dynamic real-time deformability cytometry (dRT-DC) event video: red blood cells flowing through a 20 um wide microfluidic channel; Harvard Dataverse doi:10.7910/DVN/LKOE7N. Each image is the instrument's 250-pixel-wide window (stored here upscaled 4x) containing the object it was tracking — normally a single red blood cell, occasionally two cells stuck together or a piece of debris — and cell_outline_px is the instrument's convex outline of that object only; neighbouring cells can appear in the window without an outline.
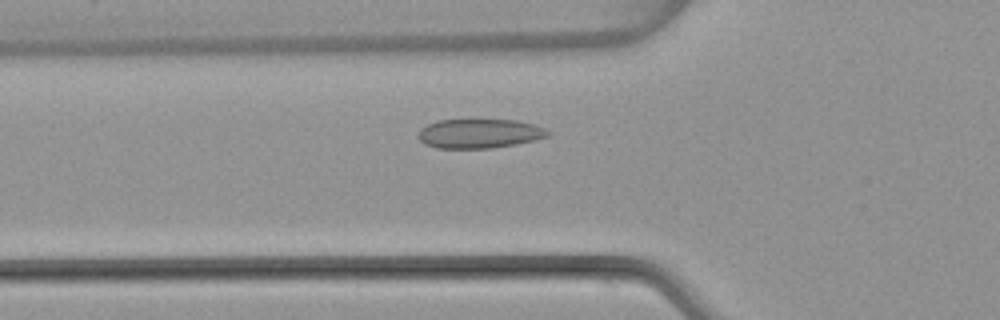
{"species": "common noctule bat (a hibernating species)", "species_latin": "Nyctalus noctula", "temperature_condition": "warm", "stored_images_in_passage": 45, "camera_frame_rate_fps": 3000, "um_per_image_px": 0.085, "animal": {"sex": "female", "body_mass_g": 22.7, "forearm_length_mm": 54.2}, "frame": {"image": 1, "passage_image": 12, "time_ms": 3.667, "image_size_px": [1000, 320], "cell_outline_px": [[552, 132], [548, 136], [536, 140], [516, 144], [492, 148], [436, 148], [424, 144], [420, 140], [420, 128], [436, 120], [516, 120], [536, 124]], "centroid_in_image_um": [40.79, 11.35], "position_along_channel_um": 85.0, "area_um2": 22.2}}
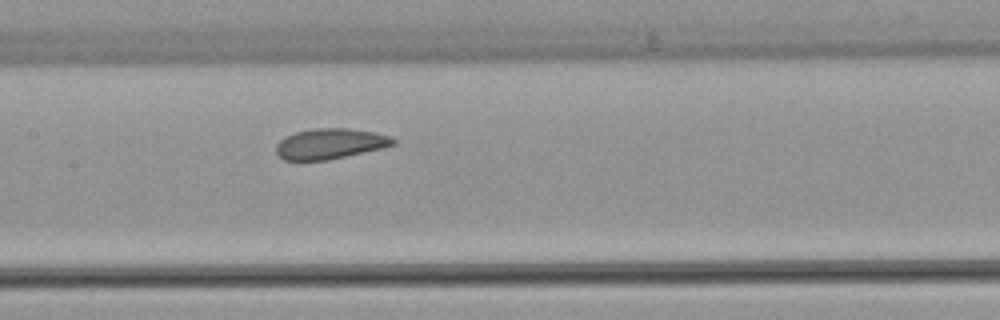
{"frame": {"image": 2, "passage_image": 19, "time_ms": 6.0, "image_size_px": [1000, 320], "cell_outline_px": [[396, 144], [384, 148], [328, 160], [284, 160], [276, 152], [276, 144], [280, 140], [296, 132], [316, 128], [348, 128], [372, 132], [388, 136], [396, 140]], "centroid_in_image_um": [28.07, 12.22], "position_along_channel_um": 179.3, "area_um2": 20.63}}
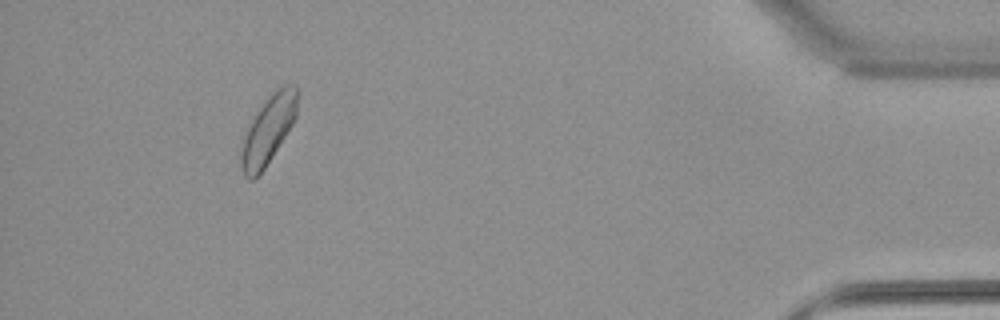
{"frame": {"image": 3, "passage_image": 41, "time_ms": 13.333, "image_size_px": [1000, 320], "cell_outline_px": [[300, 92], [296, 116], [292, 124], [264, 168], [252, 180], [248, 180], [244, 176], [240, 168], [240, 140], [256, 112], [268, 96], [280, 84], [296, 84]], "centroid_in_image_um": [22.79, 10.98], "position_along_channel_um": 412.4, "area_um2": 22.77}, "authors_computed_cell_mechanics": {"area_um2": 21.675, "velocity_mm_per_s": 4.0232, "shape_relaxation_time_tau1_ms": 10.4108, "shape_relaxation_time_tau2_ms": 1.9247, "deformation_change_tau1": 0.1383, "deformation_change_tau2": 0.0879}}